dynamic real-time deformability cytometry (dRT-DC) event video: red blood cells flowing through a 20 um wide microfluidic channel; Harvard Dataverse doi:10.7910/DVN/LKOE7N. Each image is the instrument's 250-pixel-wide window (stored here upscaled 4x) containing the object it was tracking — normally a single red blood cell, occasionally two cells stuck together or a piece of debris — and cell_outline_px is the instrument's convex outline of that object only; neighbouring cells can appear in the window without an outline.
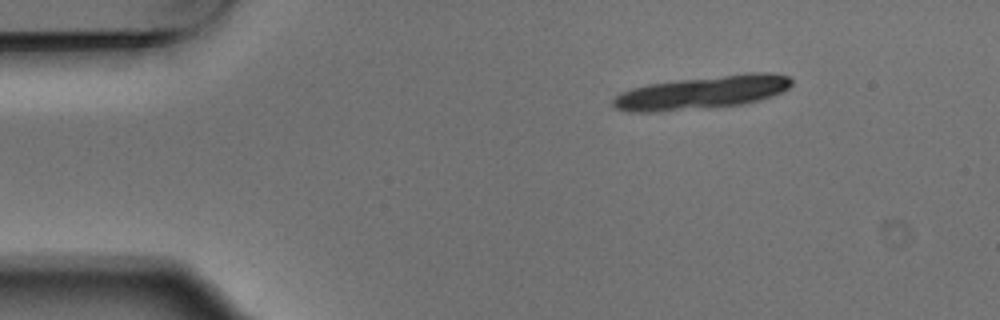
{"species": "Egyptian fruit bat (a non-hibernating species)", "species_latin": "Rousettus aegyptiacus", "temperature_condition": "warm", "stored_images_in_passage": 8, "camera_frame_rate_fps": 3000, "um_per_image_px": 0.085, "animal": {"sex": "male"}, "frame": {"image": 1, "passage_image": 1, "time_ms": 0.0, "image_size_px": [1000, 320], "cell_outline_px": [[792, 84], [784, 92], [760, 100], [744, 104], [652, 112], [628, 112], [616, 108], [612, 104], [612, 100], [620, 92], [632, 88], [648, 84], [676, 80], [744, 72], [768, 72], [788, 76], [792, 80]], "centroid_in_image_um": [59.71, 7.84], "position_along_channel_um": 25.3, "area_um2": 34.68}}
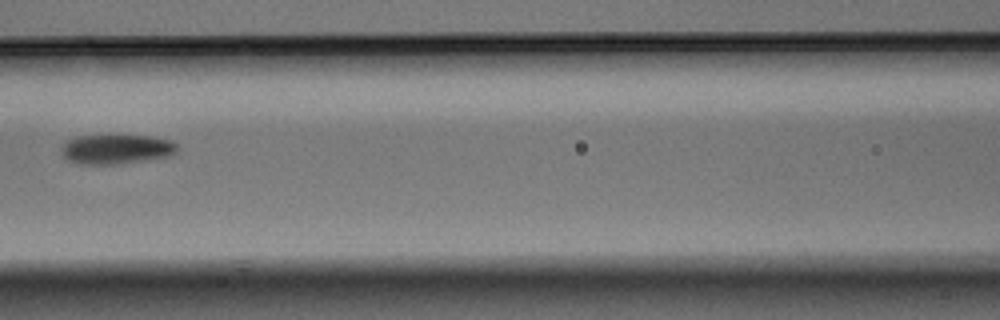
{"frame": {"image": 2, "passage_image": 5, "time_ms": 1.333, "image_size_px": [1000, 320], "cell_outline_px": [[176, 152], [172, 156], [148, 160], [116, 164], [76, 164], [68, 160], [60, 152], [60, 148], [68, 140], [76, 136], [148, 136], [172, 140], [176, 144]], "centroid_in_image_um": [9.88, 12.69], "position_along_channel_um": 156.7, "area_um2": 20.0}}
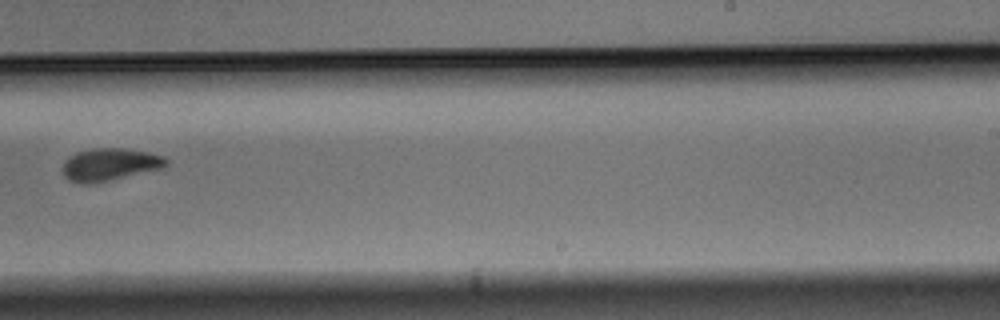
{"frame": {"image": 3, "passage_image": 8, "time_ms": 2.333, "image_size_px": [1000, 320], "cell_outline_px": [[168, 164], [164, 168], [92, 184], [80, 184], [68, 180], [64, 176], [64, 160], [76, 152], [96, 148], [124, 148], [148, 152], [164, 156], [168, 160]], "centroid_in_image_um": [9.35, 13.99], "position_along_channel_um": 279.7, "area_um2": 19.71}}